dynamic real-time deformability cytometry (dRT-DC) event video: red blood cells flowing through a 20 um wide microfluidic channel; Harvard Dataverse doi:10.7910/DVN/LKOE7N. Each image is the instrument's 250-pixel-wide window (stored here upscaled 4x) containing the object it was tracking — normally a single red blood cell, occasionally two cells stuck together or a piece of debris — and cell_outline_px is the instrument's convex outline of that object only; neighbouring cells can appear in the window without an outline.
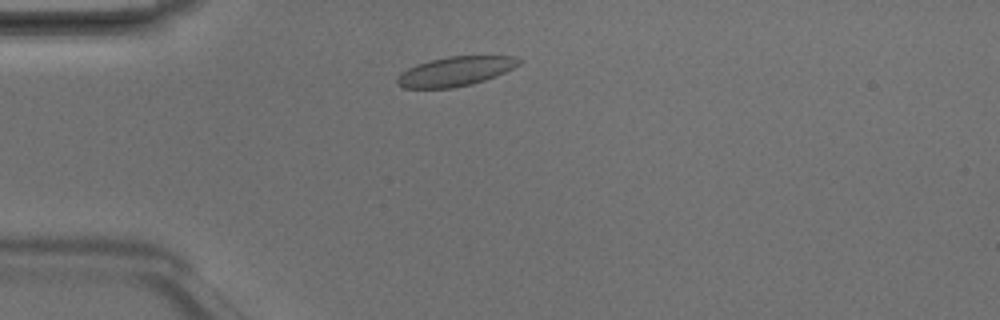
{"species": "Egyptian fruit bat (a non-hibernating species)", "species_latin": "Rousettus aegyptiacus", "temperature_condition": "room temperature", "stored_images_in_passage": 2, "camera_frame_rate_fps": 3000, "um_per_image_px": 0.085, "animal": {"sex": "male"}, "frame": {"image": 1, "passage_image": 2, "time_ms": 0.333, "image_size_px": [1000, 320], "cell_outline_px": [[520, 64], [496, 76], [472, 84], [452, 88], [404, 88], [396, 84], [396, 76], [400, 72], [416, 64], [448, 56], [516, 56], [520, 60]], "centroid_in_image_um": [38.66, 6.07], "position_along_channel_um": 46.3, "area_um2": 20.87}}